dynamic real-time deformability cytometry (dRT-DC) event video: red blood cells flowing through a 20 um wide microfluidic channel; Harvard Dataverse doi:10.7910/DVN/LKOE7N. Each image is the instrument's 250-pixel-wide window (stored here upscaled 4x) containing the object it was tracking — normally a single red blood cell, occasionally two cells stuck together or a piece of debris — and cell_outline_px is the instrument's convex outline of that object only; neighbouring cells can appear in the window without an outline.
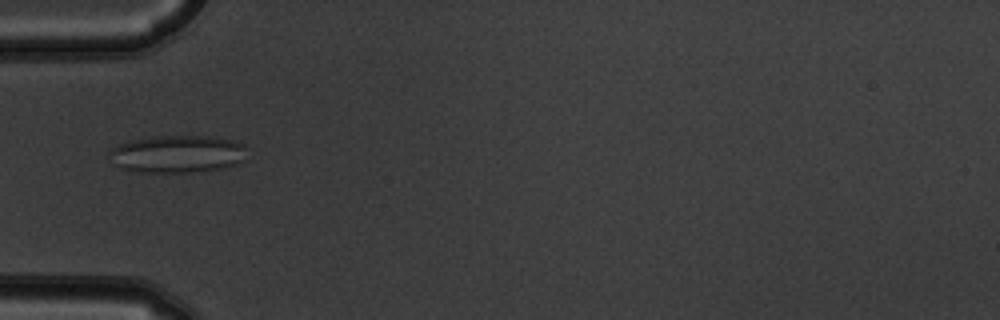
{"species": "common noctule bat (a hibernating species)", "species_latin": "Nyctalus noctula", "temperature_condition": "warm", "stored_images_in_passage": 3, "camera_frame_rate_fps": 3000, "um_per_image_px": 0.085, "animal": {"sex": "male", "body_mass_g": 19.5, "forearm_length_mm": 54.6}, "frame": {"image": 1, "passage_image": 3, "time_ms": 0.667, "image_size_px": [1000, 320], "cell_outline_px": [[244, 160], [228, 168], [192, 172], [140, 172], [120, 168], [112, 164], [108, 152], [112, 148], [120, 144], [132, 140], [152, 136], [208, 136], [232, 140], [244, 144]], "centroid_in_image_um": [15.06, 13.1], "position_along_channel_um": 69.9, "area_um2": 30.23}}